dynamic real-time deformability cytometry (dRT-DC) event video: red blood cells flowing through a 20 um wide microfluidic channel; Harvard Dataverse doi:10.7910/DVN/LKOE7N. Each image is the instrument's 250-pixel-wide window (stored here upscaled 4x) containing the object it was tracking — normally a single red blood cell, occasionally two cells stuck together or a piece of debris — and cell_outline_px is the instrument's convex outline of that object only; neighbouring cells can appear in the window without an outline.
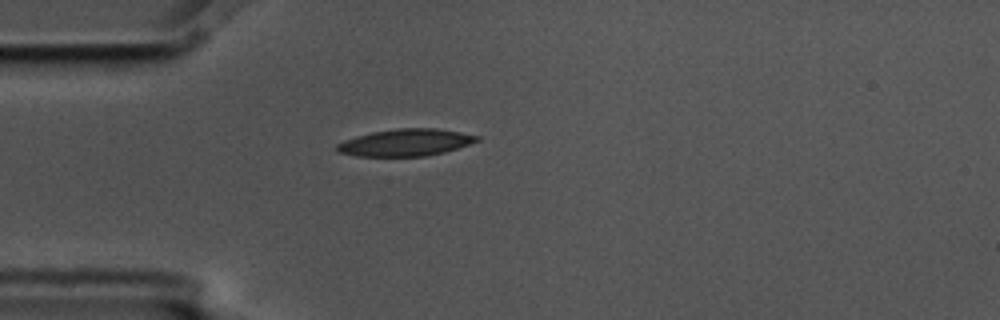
{"species": "common noctule bat (a hibernating species)", "species_latin": "Nyctalus noctula", "temperature_condition": "cold", "stored_images_in_passage": 2, "camera_frame_rate_fps": 3000, "um_per_image_px": 0.085, "animal": {"sex": "male", "body_mass_g": 17.5, "forearm_length_mm": 52.3}, "frame": {"image": 1, "passage_image": 1, "time_ms": 0.0, "image_size_px": [1000, 320], "cell_outline_px": [[480, 140], [444, 152], [424, 156], [356, 156], [340, 152], [336, 148], [336, 144], [344, 140], [356, 136], [372, 132], [396, 128], [436, 128], [460, 132], [480, 136]], "centroid_in_image_um": [34.47, 12.1], "position_along_channel_um": 50.5, "area_um2": 21.91}}